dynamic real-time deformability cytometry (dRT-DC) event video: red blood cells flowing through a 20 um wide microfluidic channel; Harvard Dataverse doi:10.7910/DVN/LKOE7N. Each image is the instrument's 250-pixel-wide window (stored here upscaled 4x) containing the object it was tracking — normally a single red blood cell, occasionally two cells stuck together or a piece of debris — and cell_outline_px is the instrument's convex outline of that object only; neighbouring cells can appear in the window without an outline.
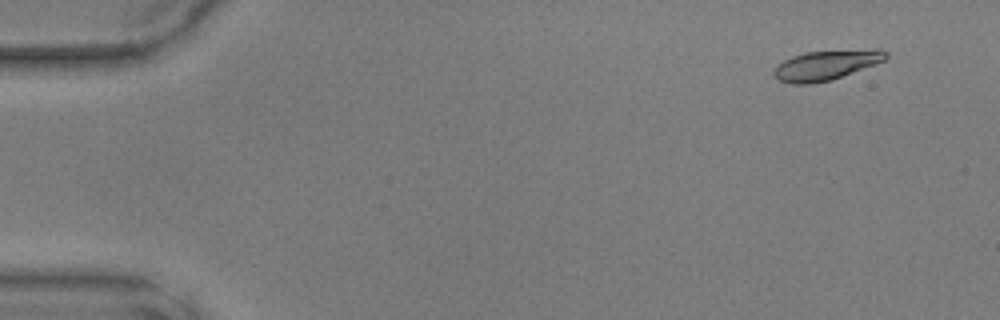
{"species": "common noctule bat (a hibernating species)", "species_latin": "Nyctalus noctula", "temperature_condition": "warm", "stored_images_in_passage": 49, "camera_frame_rate_fps": 3000, "um_per_image_px": 0.085, "animal": {"sex": "male", "body_mass_g": 17.9, "forearm_length_mm": 54.2}, "frame": {"image": 1, "passage_image": 4, "time_ms": 1.0, "image_size_px": [1000, 320], "cell_outline_px": [[888, 56], [884, 60], [876, 64], [832, 80], [812, 84], [792, 84], [780, 80], [772, 72], [784, 60], [792, 56], [804, 52], [876, 48], [880, 48], [888, 52]], "centroid_in_image_um": [70.28, 5.52], "position_along_channel_um": 14.7, "area_um2": 19.59}}
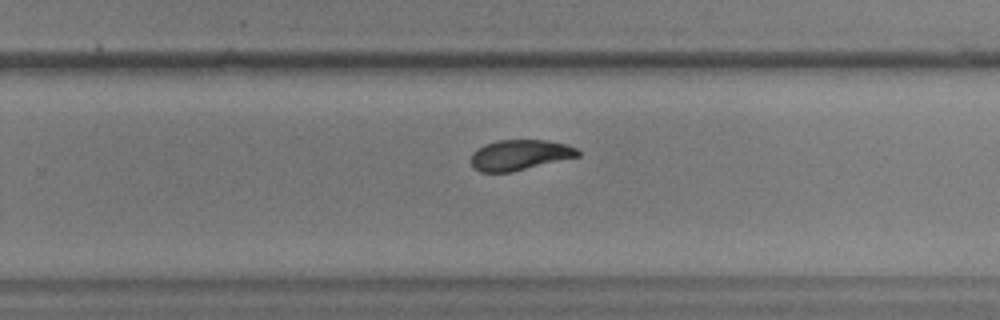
{"frame": {"image": 2, "passage_image": 32, "time_ms": 10.333, "image_size_px": [1000, 320], "cell_outline_px": [[580, 156], [512, 172], [480, 172], [472, 168], [468, 160], [472, 152], [476, 148], [484, 144], [496, 140], [548, 140], [568, 144], [576, 148], [580, 152]], "centroid_in_image_um": [44.13, 13.17], "position_along_channel_um": 285.7, "area_um2": 19.42}}
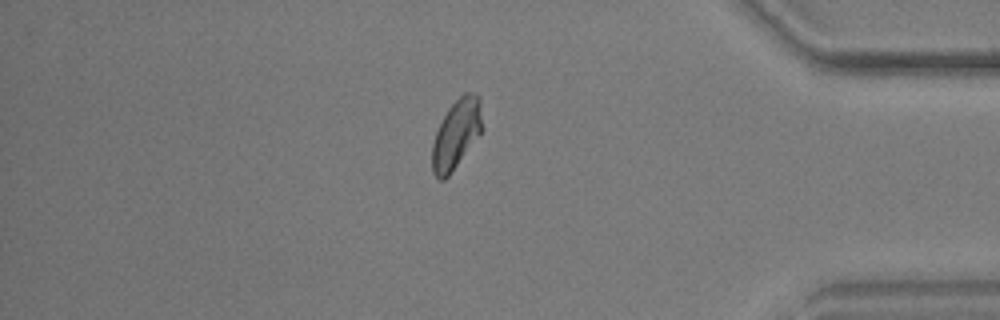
{"frame": {"image": 3, "passage_image": 42, "time_ms": 13.667, "image_size_px": [1000, 320], "cell_outline_px": [[484, 128], [448, 176], [444, 180], [440, 180], [432, 172], [432, 144], [436, 132], [448, 108], [464, 92], [468, 92], [480, 96]], "centroid_in_image_um": [38.8, 11.37], "position_along_channel_um": 396.4, "area_um2": 20.06}}